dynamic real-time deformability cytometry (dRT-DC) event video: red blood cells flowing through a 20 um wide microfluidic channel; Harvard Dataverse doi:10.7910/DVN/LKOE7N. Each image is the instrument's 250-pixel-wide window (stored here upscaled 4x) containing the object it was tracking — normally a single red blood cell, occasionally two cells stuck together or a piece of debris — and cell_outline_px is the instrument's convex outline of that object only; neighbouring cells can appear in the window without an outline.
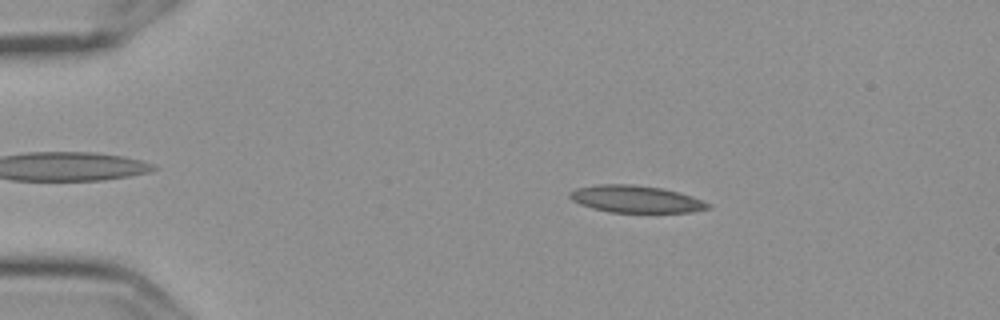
{"species": "Egyptian fruit bat (a non-hibernating species)", "species_latin": "Rousettus aegyptiacus", "temperature_condition": "cold", "stored_images_in_passage": 4, "segment_of_instrument_passage": [1, 2], "camera_frame_rate_fps": 3000, "um_per_image_px": 0.085, "frame": {"image": 1, "passage_image": 2, "time_ms": 0.333, "image_size_px": [1000, 320], "cell_outline_px": [[712, 208], [692, 212], [608, 212], [592, 208], [580, 204], [572, 200], [568, 196], [568, 192], [576, 188], [600, 184], [628, 184], [660, 188], [692, 196], [712, 204]], "centroid_in_image_um": [54.04, 16.93], "position_along_channel_um": 31.0, "area_um2": 21.79}}